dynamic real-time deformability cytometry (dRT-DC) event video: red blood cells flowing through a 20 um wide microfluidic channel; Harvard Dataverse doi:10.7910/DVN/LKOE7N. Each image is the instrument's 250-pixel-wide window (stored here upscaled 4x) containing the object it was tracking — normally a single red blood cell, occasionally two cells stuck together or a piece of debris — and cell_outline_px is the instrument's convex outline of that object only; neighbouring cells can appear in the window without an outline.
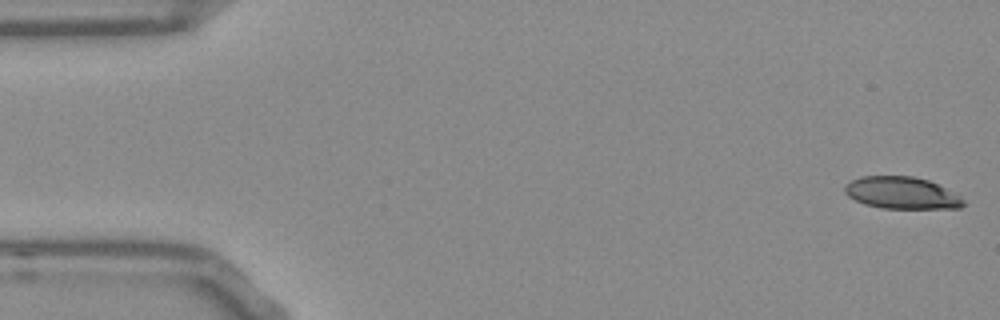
{"species": "Egyptian fruit bat (a non-hibernating species)", "species_latin": "Rousettus aegyptiacus", "temperature_condition": "room temperature", "stored_images_in_passage": 53, "segment_of_instrument_passage": [1, 2], "camera_frame_rate_fps": 3000, "um_per_image_px": 0.085, "frame": {"image": 1, "passage_image": 1, "time_ms": 0.0, "image_size_px": [1000, 320], "cell_outline_px": [[964, 204], [960, 208], [880, 208], [864, 204], [848, 196], [844, 192], [844, 188], [852, 180], [860, 176], [912, 176], [928, 180], [960, 196], [964, 200]], "centroid_in_image_um": [76.62, 16.4], "position_along_channel_um": 8.4, "area_um2": 21.91}}
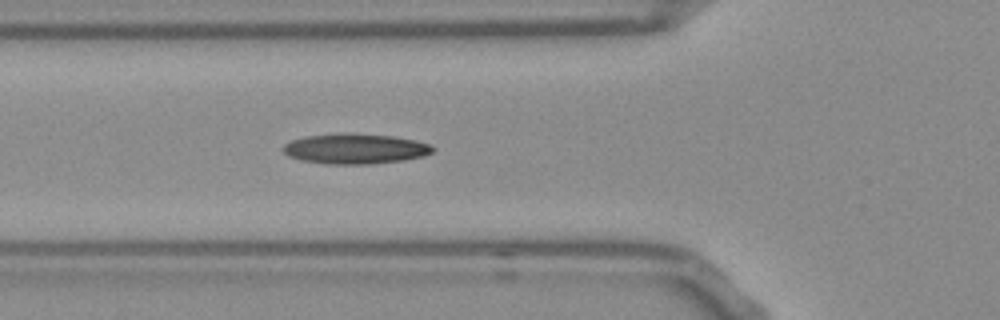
{"frame": {"image": 2, "passage_image": 18, "time_ms": 5.667, "image_size_px": [1000, 320], "cell_outline_px": [[436, 148], [432, 152], [424, 156], [404, 160], [368, 164], [324, 164], [304, 160], [288, 156], [284, 152], [284, 144], [292, 140], [308, 136], [392, 136], [412, 140], [428, 144]], "centroid_in_image_um": [30.22, 12.7], "position_along_channel_um": 95.6, "area_um2": 24.97}}
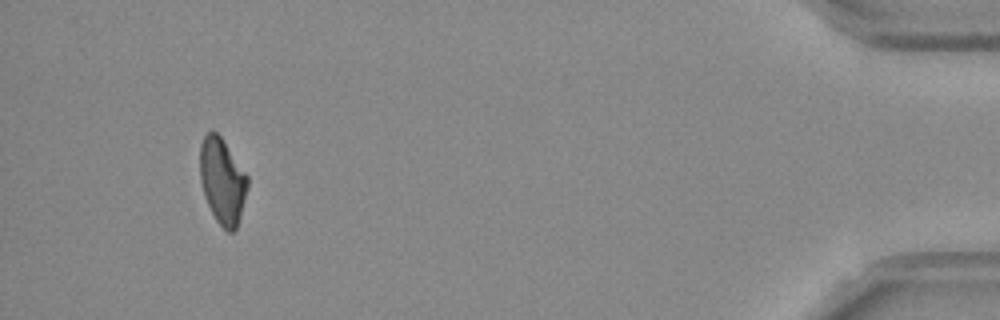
{"frame": {"image": 3, "passage_image": 49, "time_ms": 16.0, "image_size_px": [1000, 320], "cell_outline_px": [[248, 184], [240, 216], [236, 228], [232, 232], [228, 232], [216, 220], [204, 196], [200, 180], [200, 144], [204, 136], [208, 132], [216, 132], [220, 136], [248, 176]], "centroid_in_image_um": [18.89, 15.38], "position_along_channel_um": 416.3, "area_um2": 23.41}}